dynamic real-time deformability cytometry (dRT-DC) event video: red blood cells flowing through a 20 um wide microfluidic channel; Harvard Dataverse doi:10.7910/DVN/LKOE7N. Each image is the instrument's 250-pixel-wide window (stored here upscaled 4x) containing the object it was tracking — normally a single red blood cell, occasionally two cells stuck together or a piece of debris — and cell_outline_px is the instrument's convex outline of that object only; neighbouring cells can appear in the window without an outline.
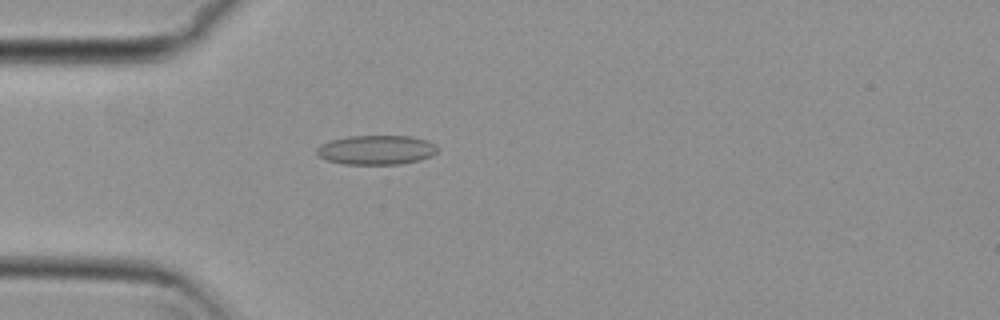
{"species": "common noctule bat (a hibernating species)", "species_latin": "Nyctalus noctula", "temperature_condition": "cold", "stored_images_in_passage": 51, "camera_frame_rate_fps": 3000, "um_per_image_px": 0.085, "animal": {"sex": "female", "body_mass_g": 29.2, "forearm_length_mm": 56.3}, "frame": {"image": 1, "passage_image": 12, "time_ms": 3.667, "image_size_px": [1000, 320], "cell_outline_px": [[440, 148], [432, 156], [420, 160], [400, 164], [344, 164], [328, 160], [316, 156], [316, 148], [320, 144], [332, 140], [348, 136], [412, 136], [428, 140], [436, 144]], "centroid_in_image_um": [32.01, 12.74], "position_along_channel_um": 53.0, "area_um2": 20.92}}
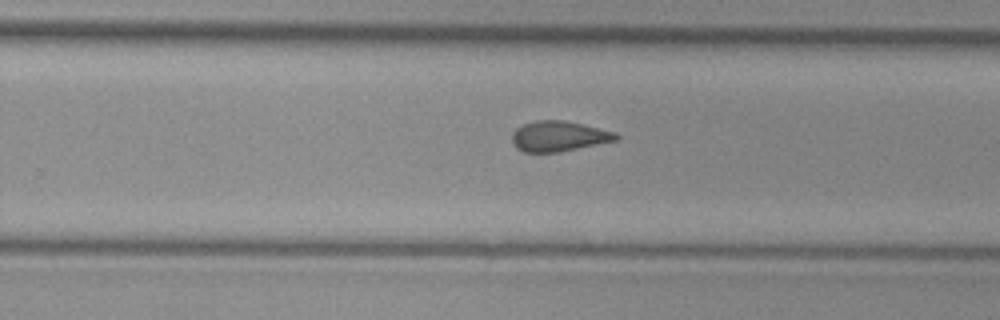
{"frame": {"image": 2, "passage_image": 31, "time_ms": 10.0, "image_size_px": [1000, 320], "cell_outline_px": [[620, 136], [616, 140], [560, 152], [524, 152], [516, 148], [512, 140], [512, 132], [516, 128], [524, 124], [536, 120], [564, 120], [616, 132]], "centroid_in_image_um": [47.48, 11.58], "position_along_channel_um": 282.3, "area_um2": 18.32}}
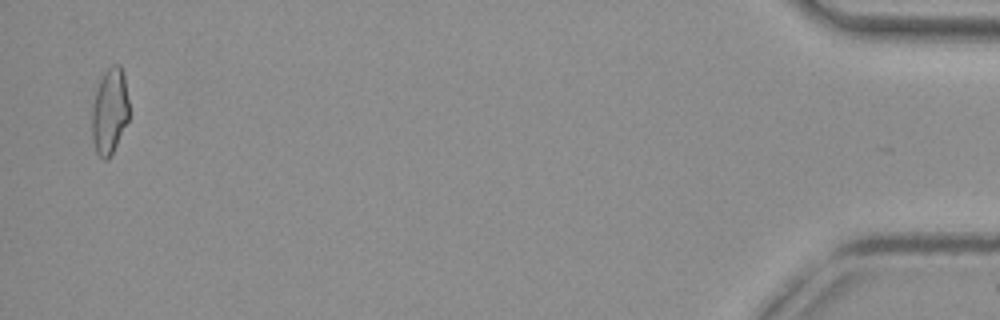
{"frame": {"image": 3, "passage_image": 50, "time_ms": 16.333, "image_size_px": [1000, 320], "cell_outline_px": [[128, 120], [108, 160], [104, 160], [96, 152], [92, 140], [92, 108], [96, 92], [100, 80], [104, 72], [112, 64], [120, 64], [124, 72], [128, 100]], "centroid_in_image_um": [9.32, 9.43], "position_along_channel_um": 425.9, "area_um2": 18.44}, "authors_computed_cell_mechanics": {"area_um2": 19.0162, "velocity_mm_per_s": 3.7492, "shape_relaxation_time_tau1_ms": null, "shape_relaxation_time_tau2_ms": 2.1956, "deformation_change_tau1": null, "deformation_change_tau2": 0.0841}}